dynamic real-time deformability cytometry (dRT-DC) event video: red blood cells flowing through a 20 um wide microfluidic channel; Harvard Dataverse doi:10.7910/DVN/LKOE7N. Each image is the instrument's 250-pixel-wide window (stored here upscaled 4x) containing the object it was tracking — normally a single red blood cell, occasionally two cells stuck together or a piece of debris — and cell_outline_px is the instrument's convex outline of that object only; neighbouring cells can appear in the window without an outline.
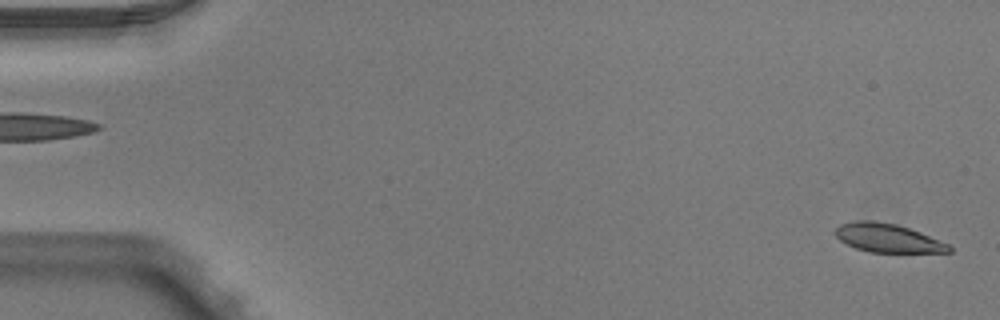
{"species": "Egyptian fruit bat (a non-hibernating species)", "species_latin": "Rousettus aegyptiacus", "temperature_condition": "warm", "stored_images_in_passage": 51, "camera_frame_rate_fps": 3000, "um_per_image_px": 0.085, "animal": {"sex": "male"}, "frame": {"image": 1, "passage_image": 1, "time_ms": 0.0, "image_size_px": [1000, 320], "cell_outline_px": [[952, 252], [868, 252], [856, 248], [840, 240], [836, 236], [836, 228], [840, 224], [852, 220], [872, 220], [896, 224], [920, 232], [948, 244], [952, 248]], "centroid_in_image_um": [75.44, 20.22], "position_along_channel_um": 9.6, "area_um2": 18.84}}
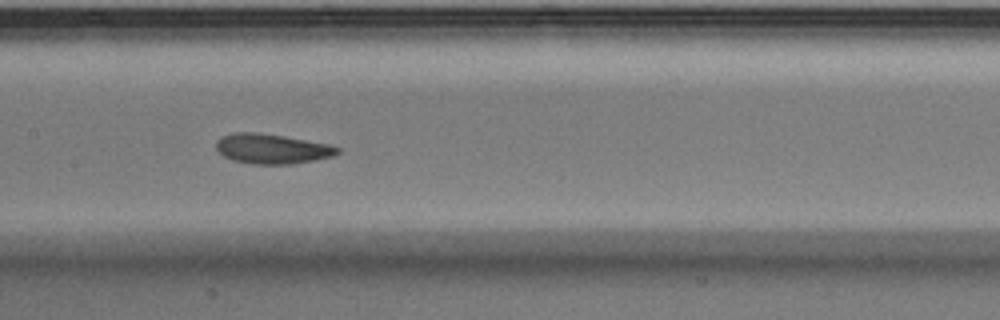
{"frame": {"image": 2, "passage_image": 25, "time_ms": 8.0, "image_size_px": [1000, 320], "cell_outline_px": [[340, 152], [332, 156], [316, 160], [292, 164], [252, 164], [232, 160], [224, 156], [216, 148], [216, 140], [220, 136], [236, 132], [256, 132], [284, 136], [328, 144], [340, 148]], "centroid_in_image_um": [23.1, 12.65], "position_along_channel_um": 184.3, "area_um2": 21.15}}
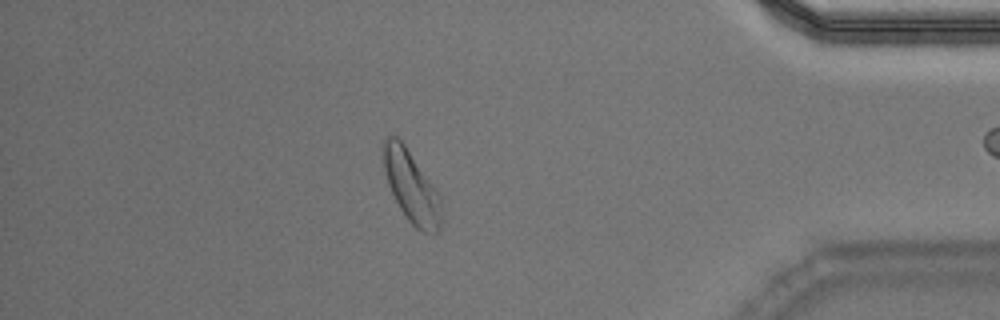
{"frame": {"image": 3, "passage_image": 44, "time_ms": 14.333, "image_size_px": [1000, 320], "cell_outline_px": [[440, 228], [436, 232], [424, 232], [416, 228], [408, 220], [400, 208], [388, 184], [384, 168], [384, 140], [388, 136], [396, 136], [404, 144], [432, 184], [440, 196]], "centroid_in_image_um": [34.96, 15.88], "position_along_channel_um": 400.2, "area_um2": 23.35}, "authors_computed_cell_mechanics": {"area_um2": 20.8658, "velocity_mm_per_s": 3.9665, "shape_relaxation_time_tau1_ms": 2.964, "shape_relaxation_time_tau2_ms": 1.231, "deformation_change_tau1": 0.1304, "deformation_change_tau2": 0.0785}}